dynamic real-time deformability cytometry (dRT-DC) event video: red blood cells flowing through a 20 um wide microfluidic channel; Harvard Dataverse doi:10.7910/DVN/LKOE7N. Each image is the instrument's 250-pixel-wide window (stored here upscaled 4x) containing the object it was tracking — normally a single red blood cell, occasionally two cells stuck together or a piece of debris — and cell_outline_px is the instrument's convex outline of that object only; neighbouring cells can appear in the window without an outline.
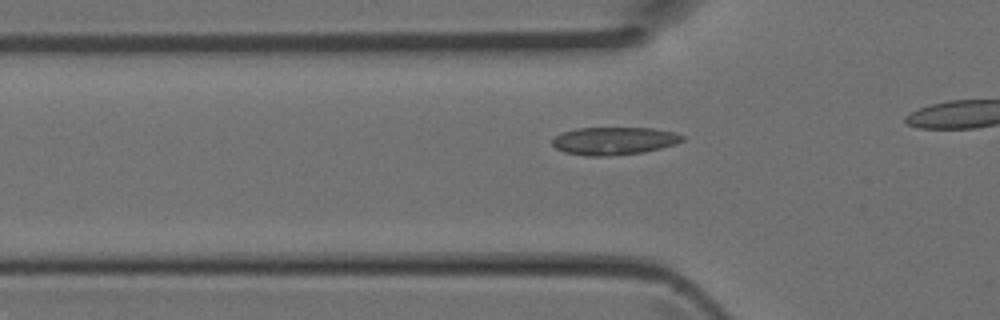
{"species": "Egyptian fruit bat (a non-hibernating species)", "species_latin": "Rousettus aegyptiacus", "temperature_condition": "room temperature", "stored_images_in_passage": 15, "camera_frame_rate_fps": 3000, "um_per_image_px": 0.085, "animal": {"sex": "female"}, "frame": {"image": 1, "passage_image": 5, "time_ms": 1.333, "image_size_px": [1000, 320], "cell_outline_px": [[684, 140], [676, 144], [644, 152], [608, 156], [588, 156], [564, 152], [556, 148], [552, 144], [552, 140], [560, 132], [576, 128], [652, 128], [672, 132], [684, 136]], "centroid_in_image_um": [52.17, 11.97], "position_along_channel_um": 73.6, "area_um2": 21.04}}
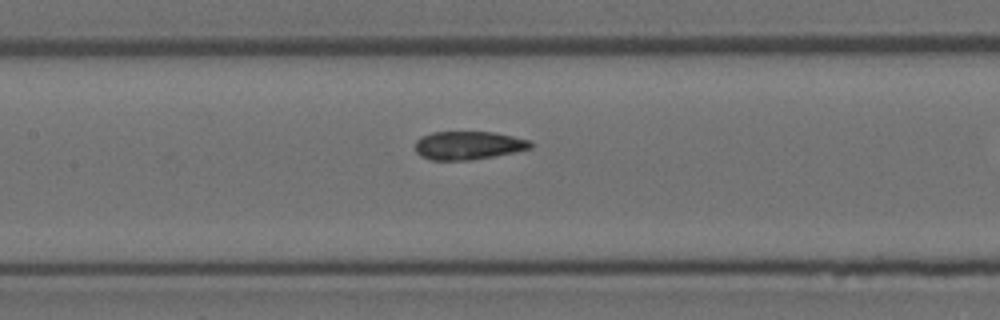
{"frame": {"image": 2, "passage_image": 11, "time_ms": 3.333, "image_size_px": [1000, 320], "cell_outline_px": [[532, 148], [516, 152], [472, 160], [432, 160], [420, 156], [416, 152], [416, 140], [420, 136], [432, 132], [492, 132], [512, 136], [528, 140], [532, 144]], "centroid_in_image_um": [39.78, 12.36], "position_along_channel_um": 167.6, "area_um2": 19.07}}
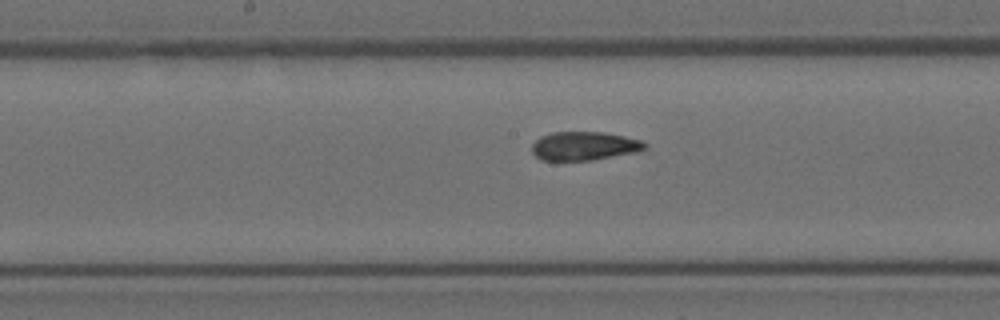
{"frame": {"image": 3, "passage_image": 13, "time_ms": 4.0, "image_size_px": [1000, 320], "cell_outline_px": [[648, 148], [636, 152], [592, 160], [540, 160], [532, 152], [532, 144], [540, 136], [552, 132], [604, 132], [644, 140], [648, 144]], "centroid_in_image_um": [49.69, 12.4], "position_along_channel_um": 198.5, "area_um2": 19.02}}